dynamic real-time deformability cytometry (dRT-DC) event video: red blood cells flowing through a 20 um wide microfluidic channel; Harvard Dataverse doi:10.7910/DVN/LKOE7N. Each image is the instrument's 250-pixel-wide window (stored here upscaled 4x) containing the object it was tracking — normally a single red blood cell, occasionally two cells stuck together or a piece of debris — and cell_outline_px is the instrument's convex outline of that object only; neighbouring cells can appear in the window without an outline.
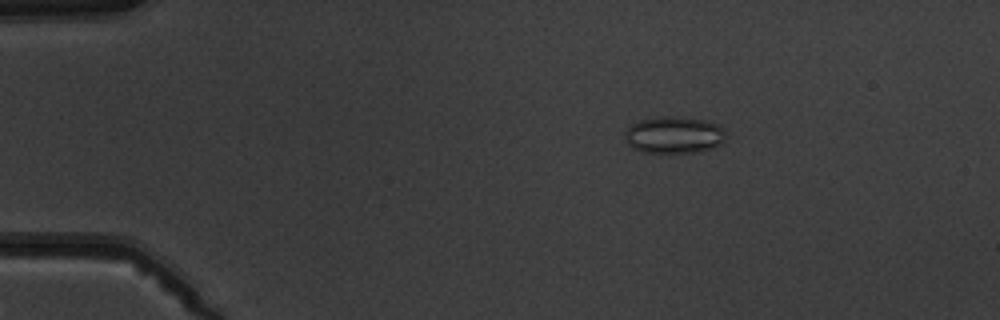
{"species": "common noctule bat (a hibernating species)", "species_latin": "Nyctalus noctula", "temperature_condition": "warm", "stored_images_in_passage": 4, "camera_frame_rate_fps": 3000, "um_per_image_px": 0.085, "animal": {"sex": "male", "body_mass_g": 19.5, "forearm_length_mm": 54.6}, "frame": {"image": 1, "passage_image": 2, "time_ms": 2.0, "image_size_px": [1000, 320], "cell_outline_px": [[724, 140], [720, 144], [712, 148], [696, 152], [644, 152], [632, 148], [628, 144], [624, 132], [632, 124], [640, 120], [664, 116], [704, 120], [716, 124], [724, 128]], "centroid_in_image_um": [57.28, 11.48], "position_along_channel_um": 27.7, "area_um2": 21.33}}